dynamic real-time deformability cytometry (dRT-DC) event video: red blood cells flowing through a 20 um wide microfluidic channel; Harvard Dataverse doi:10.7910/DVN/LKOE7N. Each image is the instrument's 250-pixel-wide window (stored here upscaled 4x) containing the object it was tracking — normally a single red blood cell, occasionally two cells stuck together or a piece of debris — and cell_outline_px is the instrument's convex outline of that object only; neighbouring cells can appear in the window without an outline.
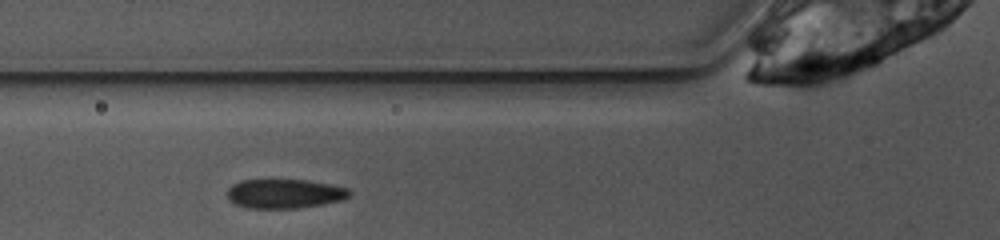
{"species": "common noctule bat (a hibernating species)", "species_latin": "Nyctalus noctula", "temperature_condition": "warm", "stored_images_in_passage": 23, "camera_frame_rate_fps": 3000, "um_per_image_px": 0.085, "animal": {"sex": "female", "body_mass_g": 10.0, "forearm_length_mm": 53.1}, "frame": {"image": 1, "passage_image": 3, "time_ms": 0.667, "image_size_px": [1000, 240], "cell_outline_px": [[352, 192], [348, 196], [340, 200], [300, 208], [248, 208], [236, 204], [228, 200], [228, 188], [232, 184], [240, 180], [304, 180], [328, 184], [348, 188]], "centroid_in_image_um": [24.14, 16.46], "position_along_channel_um": 101.7, "area_um2": 20.63}}
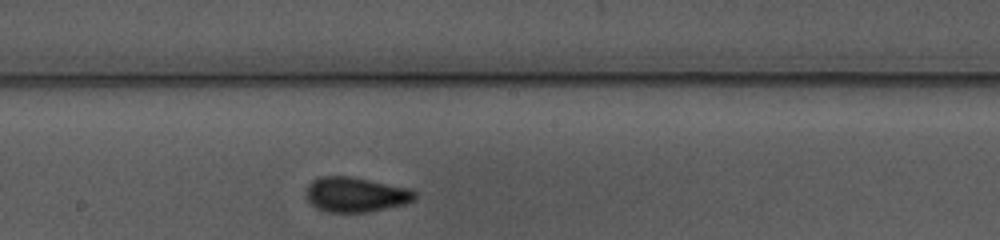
{"frame": {"image": 2, "passage_image": 12, "time_ms": 3.667, "image_size_px": [1000, 240], "cell_outline_px": [[416, 200], [404, 204], [368, 212], [328, 212], [316, 208], [304, 196], [304, 192], [308, 184], [312, 180], [320, 176], [352, 176], [408, 188], [416, 192]], "centroid_in_image_um": [30.19, 16.53], "position_along_channel_um": 218.0, "area_um2": 22.31}}
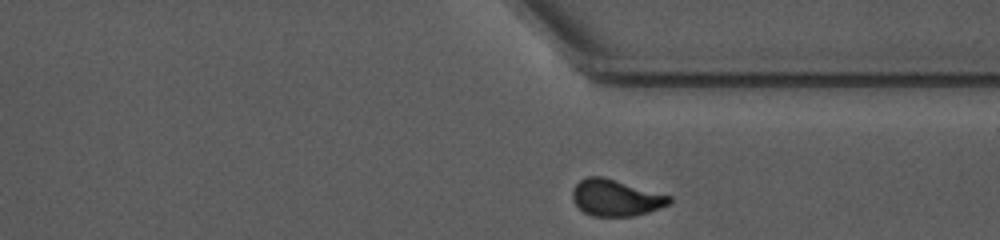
{"frame": {"image": 3, "passage_image": 23, "time_ms": 7.333, "image_size_px": [1000, 240], "cell_outline_px": [[672, 200], [668, 204], [648, 212], [632, 216], [592, 216], [584, 212], [572, 200], [572, 192], [576, 184], [580, 180], [588, 176], [600, 176], [672, 196]], "centroid_in_image_um": [52.32, 16.81], "position_along_channel_um": 359.1, "area_um2": 20.29}}